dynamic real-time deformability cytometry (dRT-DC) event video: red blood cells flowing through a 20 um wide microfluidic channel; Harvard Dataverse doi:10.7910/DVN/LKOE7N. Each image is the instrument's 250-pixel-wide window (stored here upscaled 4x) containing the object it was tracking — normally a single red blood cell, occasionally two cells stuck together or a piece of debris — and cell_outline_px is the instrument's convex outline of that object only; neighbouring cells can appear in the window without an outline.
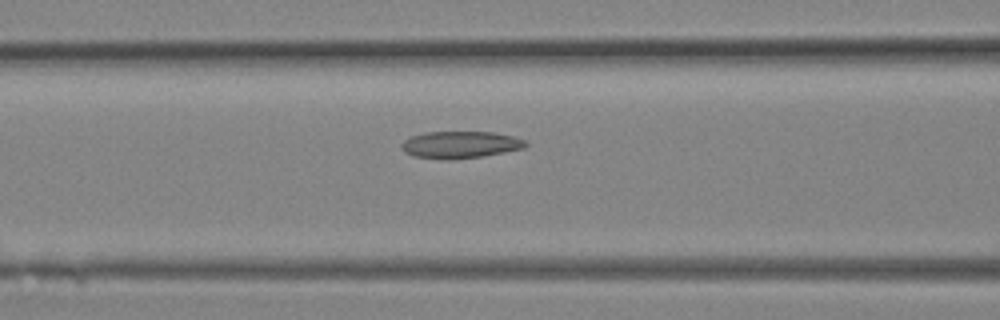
{"species": "Egyptian fruit bat (a non-hibernating species)", "species_latin": "Rousettus aegyptiacus", "temperature_condition": "room temperature", "stored_images_in_passage": 13, "camera_frame_rate_fps": 3000, "um_per_image_px": 0.085, "animal": {"sex": "female"}, "frame": {"image": 1, "passage_image": 11, "time_ms": 3.333, "image_size_px": [1000, 320], "cell_outline_px": [[528, 144], [524, 148], [484, 156], [452, 160], [448, 160], [412, 156], [404, 152], [400, 148], [400, 144], [404, 140], [412, 136], [424, 132], [492, 132], [512, 136], [524, 140]], "centroid_in_image_um": [39.08, 12.31], "position_along_channel_um": 127.5, "area_um2": 19.65}}
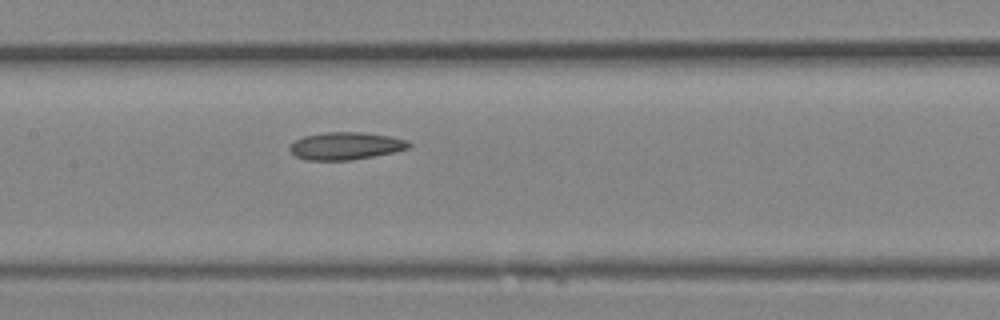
{"frame": {"image": 2, "passage_image": 13, "time_ms": 4.0, "image_size_px": [1000, 320], "cell_outline_px": [[412, 148], [396, 152], [352, 160], [308, 160], [296, 156], [288, 148], [296, 140], [304, 136], [324, 132], [360, 132], [388, 136], [408, 140], [412, 144]], "centroid_in_image_um": [29.44, 12.4], "position_along_channel_um": 178.0, "area_um2": 19.13}}